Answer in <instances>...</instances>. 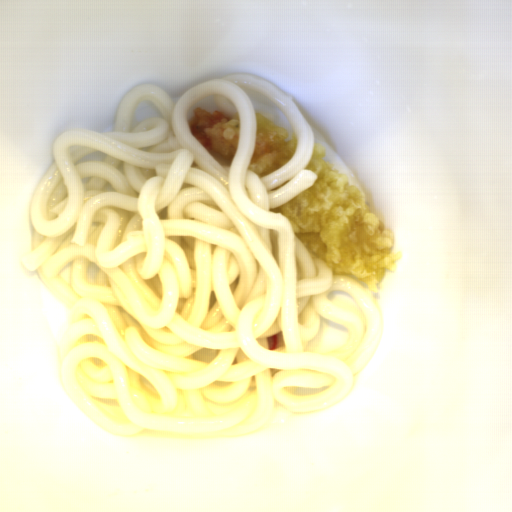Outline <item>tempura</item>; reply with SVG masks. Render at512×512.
I'll return each instance as SVG.
<instances>
[{"label": "tempura", "mask_w": 512, "mask_h": 512, "mask_svg": "<svg viewBox=\"0 0 512 512\" xmlns=\"http://www.w3.org/2000/svg\"><path fill=\"white\" fill-rule=\"evenodd\" d=\"M305 169L317 174L313 185L270 208L271 213L287 218L313 258L375 294L385 273L394 272L402 256L394 250L393 233L371 211L365 192L326 159L325 147L314 142Z\"/></svg>", "instance_id": "obj_1"}, {"label": "tempura", "mask_w": 512, "mask_h": 512, "mask_svg": "<svg viewBox=\"0 0 512 512\" xmlns=\"http://www.w3.org/2000/svg\"><path fill=\"white\" fill-rule=\"evenodd\" d=\"M298 140L290 128L264 110L256 111V139L248 170L260 178L285 165Z\"/></svg>", "instance_id": "obj_3"}, {"label": "tempura", "mask_w": 512, "mask_h": 512, "mask_svg": "<svg viewBox=\"0 0 512 512\" xmlns=\"http://www.w3.org/2000/svg\"><path fill=\"white\" fill-rule=\"evenodd\" d=\"M188 128L197 142L220 165L230 164L239 143L240 117L238 109L226 112L194 107L187 120Z\"/></svg>", "instance_id": "obj_2"}]
</instances>
